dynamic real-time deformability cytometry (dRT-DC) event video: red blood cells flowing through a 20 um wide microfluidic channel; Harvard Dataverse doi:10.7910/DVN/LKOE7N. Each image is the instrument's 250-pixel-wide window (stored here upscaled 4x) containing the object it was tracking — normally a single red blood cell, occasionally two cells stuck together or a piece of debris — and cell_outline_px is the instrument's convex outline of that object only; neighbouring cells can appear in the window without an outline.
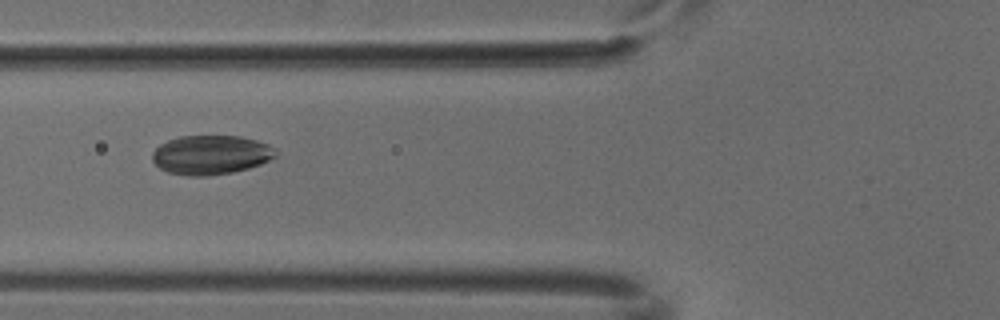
{"species": "common noctule bat (a hibernating species)", "species_latin": "Nyctalus noctula", "temperature_condition": "cold", "stored_images_in_passage": 6, "camera_frame_rate_fps": 3000, "um_per_image_px": 0.085, "animal": {"sex": "male", "body_mass_g": 18.8}, "frame": {"image": 1, "passage_image": 6, "time_ms": 1.667, "image_size_px": [1000, 320], "cell_outline_px": [[276, 156], [260, 164], [248, 168], [232, 172], [208, 176], [188, 176], [168, 172], [160, 168], [152, 160], [152, 152], [160, 144], [168, 140], [180, 136], [240, 136], [256, 140], [268, 144], [276, 148]], "centroid_in_image_um": [17.92, 13.16], "position_along_channel_um": 107.9, "area_um2": 28.21}}